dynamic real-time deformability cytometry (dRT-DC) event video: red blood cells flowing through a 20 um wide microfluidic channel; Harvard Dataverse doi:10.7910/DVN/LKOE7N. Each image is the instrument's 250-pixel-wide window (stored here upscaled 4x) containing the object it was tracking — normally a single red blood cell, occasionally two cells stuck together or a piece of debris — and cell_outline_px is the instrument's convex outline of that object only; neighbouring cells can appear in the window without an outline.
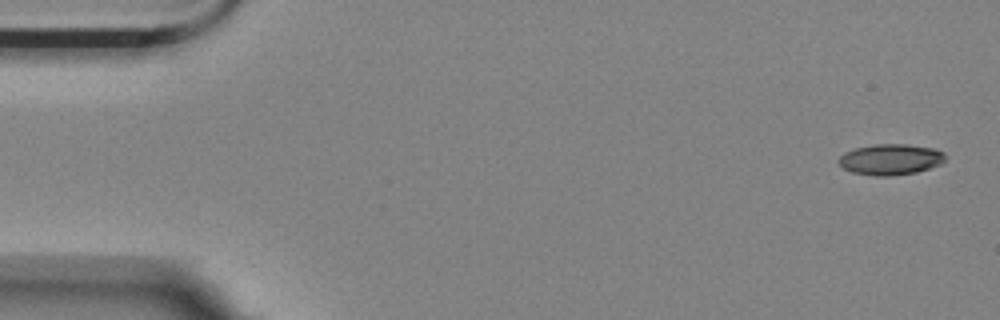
{"species": "Egyptian fruit bat (a non-hibernating species)", "species_latin": "Rousettus aegyptiacus", "temperature_condition": "room temperature", "stored_images_in_passage": 8, "camera_frame_rate_fps": 3000, "um_per_image_px": 0.085, "animal": {"sex": "female"}, "frame": {"image": 1, "passage_image": 1, "time_ms": 0.0, "image_size_px": [1000, 320], "cell_outline_px": [[944, 160], [940, 164], [916, 172], [892, 176], [876, 176], [852, 172], [844, 168], [840, 164], [840, 156], [844, 152], [856, 148], [872, 144], [904, 144], [936, 148], [944, 152]], "centroid_in_image_um": [75.7, 13.54], "position_along_channel_um": 9.3, "area_um2": 19.07}}